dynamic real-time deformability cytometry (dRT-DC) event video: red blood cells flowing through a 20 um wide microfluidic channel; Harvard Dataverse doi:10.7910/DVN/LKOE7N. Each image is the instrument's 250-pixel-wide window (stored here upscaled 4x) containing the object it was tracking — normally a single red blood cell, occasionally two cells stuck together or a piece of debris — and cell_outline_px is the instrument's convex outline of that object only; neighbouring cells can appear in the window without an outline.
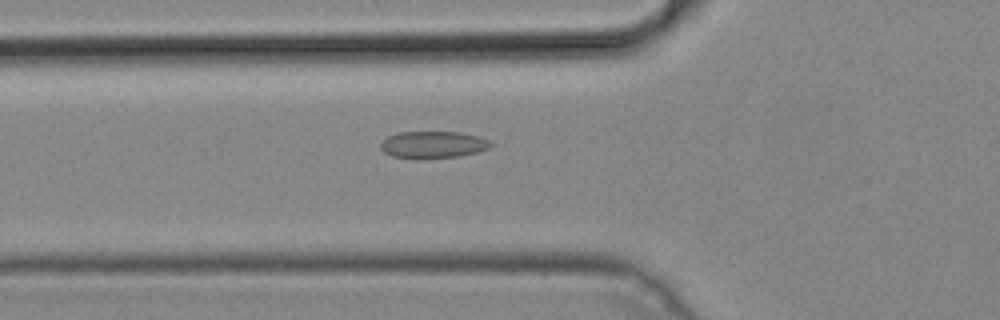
{"species": "common noctule bat (a hibernating species)", "species_latin": "Nyctalus noctula", "temperature_condition": "cold", "stored_images_in_passage": 51, "camera_frame_rate_fps": 3000, "um_per_image_px": 0.085, "animal": {"sex": "male", "body_mass_g": 19.2, "forearm_length_mm": 51.8}, "frame": {"image": 1, "passage_image": 18, "time_ms": 5.667, "image_size_px": [1000, 320], "cell_outline_px": [[492, 144], [488, 148], [476, 152], [460, 156], [416, 160], [392, 156], [384, 152], [380, 148], [380, 144], [388, 136], [400, 132], [460, 132], [480, 136], [488, 140]], "centroid_in_image_um": [36.78, 12.31], "position_along_channel_um": 89.0, "area_um2": 17.51}}
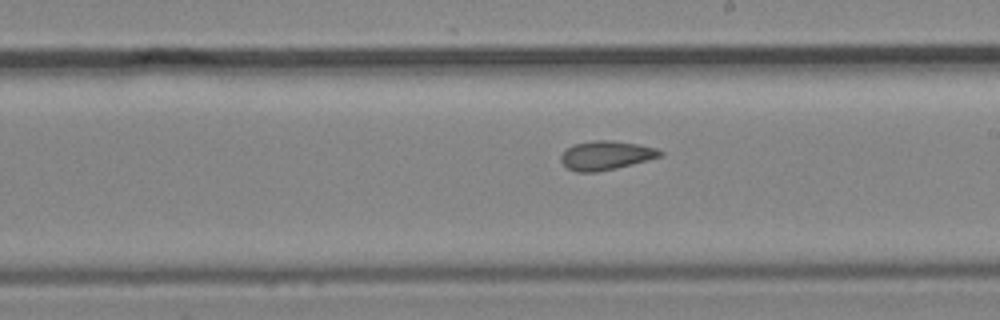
{"frame": {"image": 2, "passage_image": 29, "time_ms": 9.333, "image_size_px": [1000, 320], "cell_outline_px": [[664, 156], [616, 168], [596, 172], [576, 172], [568, 168], [560, 160], [560, 156], [572, 144], [592, 140], [612, 140], [640, 144], [656, 148], [664, 152]], "centroid_in_image_um": [51.54, 13.19], "position_along_channel_um": 237.5, "area_um2": 16.88}}
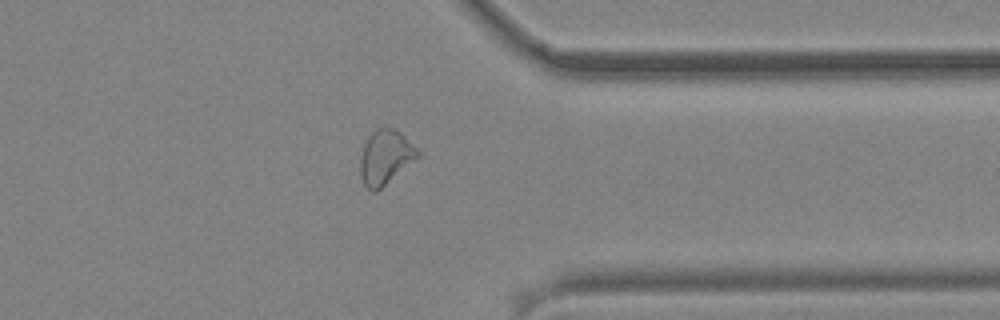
{"frame": {"image": 3, "passage_image": 40, "time_ms": 13.0, "image_size_px": [1000, 320], "cell_outline_px": [[420, 156], [376, 192], [372, 192], [364, 184], [360, 176], [360, 156], [364, 144], [368, 136], [376, 128], [392, 128], [400, 132], [420, 152]], "centroid_in_image_um": [32.74, 13.37], "position_along_channel_um": 378.7, "area_um2": 18.09}}